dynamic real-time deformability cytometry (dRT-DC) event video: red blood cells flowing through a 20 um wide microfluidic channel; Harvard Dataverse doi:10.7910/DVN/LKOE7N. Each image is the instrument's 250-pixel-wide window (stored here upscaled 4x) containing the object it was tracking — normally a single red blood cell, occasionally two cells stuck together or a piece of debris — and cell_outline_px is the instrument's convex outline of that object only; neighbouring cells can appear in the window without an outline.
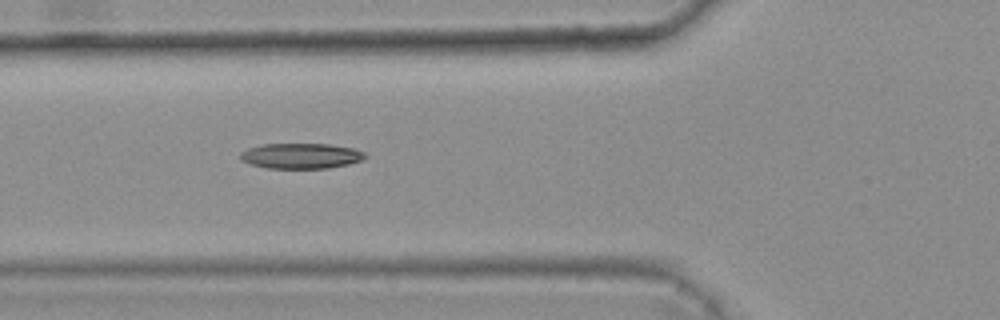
{"species": "common noctule bat (a hibernating species)", "species_latin": "Nyctalus noctula", "temperature_condition": "warm", "stored_images_in_passage": 4, "camera_frame_rate_fps": 3000, "um_per_image_px": 0.085, "animal": {"sex": "female", "body_mass_g": 25.1}, "frame": {"image": 1, "passage_image": 4, "time_ms": 1.0, "image_size_px": [1000, 320], "cell_outline_px": [[368, 156], [364, 160], [348, 164], [328, 168], [268, 168], [252, 164], [240, 160], [240, 152], [248, 148], [260, 144], [328, 144], [356, 148], [364, 152]], "centroid_in_image_um": [25.62, 13.24], "position_along_channel_um": 100.2, "area_um2": 18.61}}